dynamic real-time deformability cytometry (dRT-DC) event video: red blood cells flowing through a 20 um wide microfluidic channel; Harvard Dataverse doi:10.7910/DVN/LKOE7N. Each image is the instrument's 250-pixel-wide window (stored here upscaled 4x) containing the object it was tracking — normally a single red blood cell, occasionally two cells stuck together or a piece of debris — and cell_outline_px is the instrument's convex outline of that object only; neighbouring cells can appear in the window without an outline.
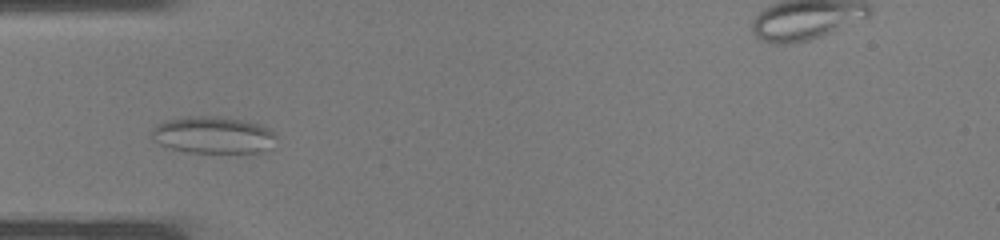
{"species": "common noctule bat (a hibernating species)", "species_latin": "Nyctalus noctula", "temperature_condition": "warm", "stored_images_in_passage": 33, "segment_of_instrument_passage": [1, 2], "camera_frame_rate_fps": 3000, "um_per_image_px": 0.085, "animal": {"sex": "male", "body_mass_g": 19.0, "forearm_length_mm": 50.8}, "frame": {"image": 1, "passage_image": 7, "time_ms": 2.0, "image_size_px": [1000, 240], "cell_outline_px": [[276, 136], [272, 148], [260, 152], [188, 152], [172, 148], [160, 144], [152, 140], [152, 128], [156, 124], [164, 120], [188, 116], [216, 116], [244, 120], [264, 124], [276, 132]], "centroid_in_image_um": [18.15, 11.46], "position_along_channel_um": 66.8, "area_um2": 27.17}}
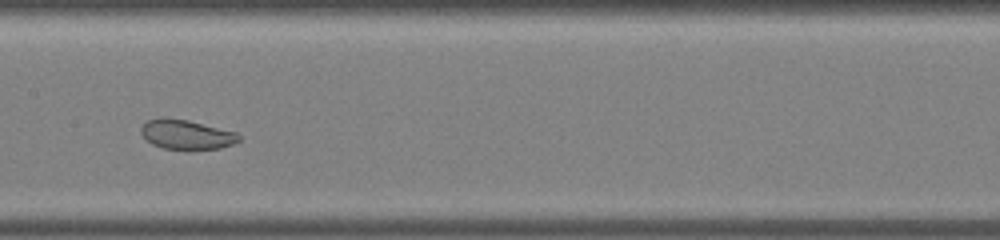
{"frame": {"image": 2, "passage_image": 14, "time_ms": 4.333, "image_size_px": [1000, 240], "cell_outline_px": [[240, 140], [232, 144], [220, 148], [188, 152], [164, 148], [152, 144], [140, 132], [140, 128], [148, 120], [188, 120], [236, 132], [240, 136]], "centroid_in_image_um": [15.91, 11.51], "position_along_channel_um": 191.5, "area_um2": 16.76}}
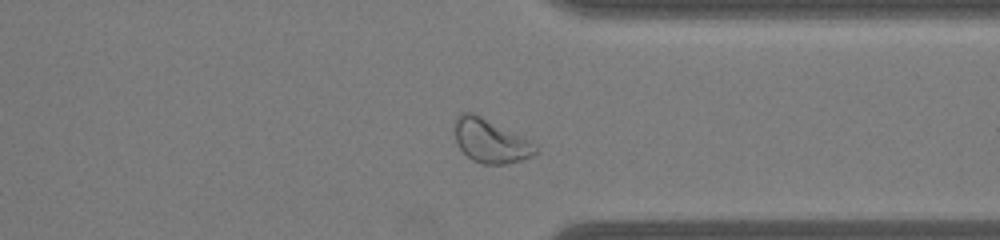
{"frame": {"image": 3, "passage_image": 24, "time_ms": 7.667, "image_size_px": [1000, 240], "cell_outline_px": [[540, 152], [536, 156], [508, 164], [484, 164], [472, 160], [456, 144], [452, 124], [456, 116], [460, 112], [472, 112], [528, 140]], "centroid_in_image_um": [41.64, 11.99], "position_along_channel_um": 369.8, "area_um2": 20.63}}